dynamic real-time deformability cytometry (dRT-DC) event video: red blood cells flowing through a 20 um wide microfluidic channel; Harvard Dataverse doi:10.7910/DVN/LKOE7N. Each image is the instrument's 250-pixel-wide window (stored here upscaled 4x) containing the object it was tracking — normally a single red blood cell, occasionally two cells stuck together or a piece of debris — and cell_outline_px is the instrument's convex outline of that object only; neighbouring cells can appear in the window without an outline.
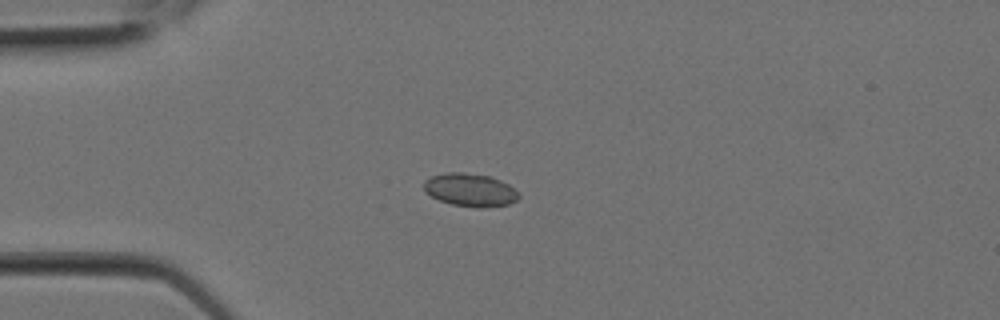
{"species": "Egyptian fruit bat (a non-hibernating species)", "species_latin": "Rousettus aegyptiacus", "temperature_condition": "room temperature", "stored_images_in_passage": 6, "camera_frame_rate_fps": 3000, "um_per_image_px": 0.085, "animal": {"sex": "female"}, "frame": {"image": 1, "passage_image": 5, "time_ms": 1.333, "image_size_px": [1000, 320], "cell_outline_px": [[520, 196], [516, 200], [508, 204], [480, 208], [452, 204], [440, 200], [424, 192], [424, 180], [432, 176], [448, 172], [464, 172], [488, 176], [500, 180], [508, 184], [520, 192]], "centroid_in_image_um": [39.97, 16.14], "position_along_channel_um": 45.0, "area_um2": 18.21}}